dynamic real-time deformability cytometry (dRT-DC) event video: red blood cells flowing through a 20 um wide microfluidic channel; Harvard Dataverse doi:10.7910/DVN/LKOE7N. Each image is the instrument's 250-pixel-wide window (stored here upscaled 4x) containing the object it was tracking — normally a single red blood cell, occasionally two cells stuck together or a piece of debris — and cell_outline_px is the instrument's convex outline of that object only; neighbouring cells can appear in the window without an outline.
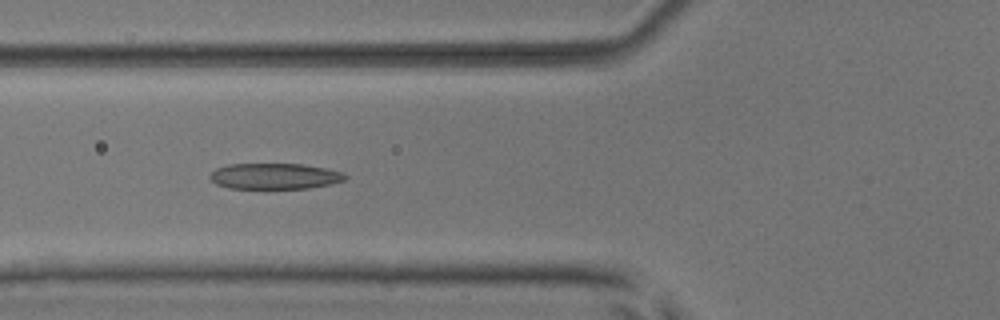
{"species": "common noctule bat (a hibernating species)", "species_latin": "Nyctalus noctula", "temperature_condition": "room temperature", "stored_images_in_passage": 7, "camera_frame_rate_fps": 3000, "um_per_image_px": 0.085, "animal": {"sex": "male", "body_mass_g": 17.9, "forearm_length_mm": 54.2}, "frame": {"image": 1, "passage_image": 5, "time_ms": 4.333, "image_size_px": [1000, 320], "cell_outline_px": [[348, 176], [344, 180], [332, 184], [308, 188], [228, 188], [216, 184], [208, 176], [216, 168], [228, 164], [304, 164], [344, 172]], "centroid_in_image_um": [23.36, 14.97], "position_along_channel_um": 102.4, "area_um2": 20.4}}
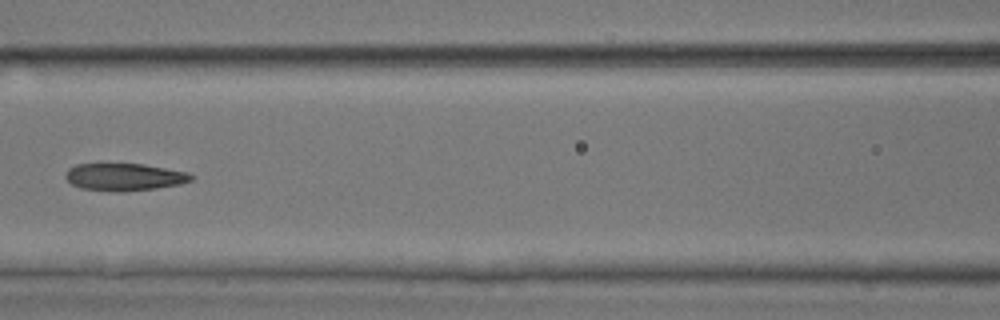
{"frame": {"image": 2, "passage_image": 6, "time_ms": 5.667, "image_size_px": [1000, 320], "cell_outline_px": [[192, 180], [180, 184], [156, 188], [116, 192], [80, 188], [72, 184], [64, 176], [68, 168], [76, 164], [144, 164], [188, 172], [192, 176]], "centroid_in_image_um": [10.55, 15.04], "position_along_channel_um": 156.1, "area_um2": 19.94}}
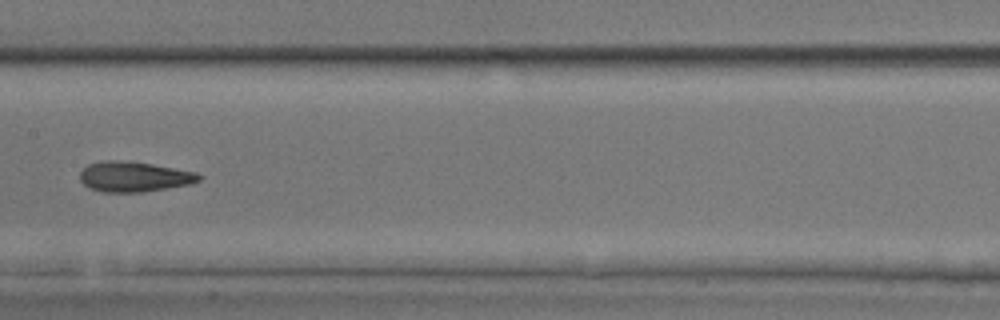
{"frame": {"image": 3, "passage_image": 7, "time_ms": 6.667, "image_size_px": [1000, 320], "cell_outline_px": [[204, 176], [200, 180], [192, 184], [140, 192], [100, 192], [88, 188], [80, 180], [80, 172], [88, 164], [104, 160], [112, 160], [152, 164], [196, 172]], "centroid_in_image_um": [11.39, 15.03], "position_along_channel_um": 196.0, "area_um2": 20.92}}